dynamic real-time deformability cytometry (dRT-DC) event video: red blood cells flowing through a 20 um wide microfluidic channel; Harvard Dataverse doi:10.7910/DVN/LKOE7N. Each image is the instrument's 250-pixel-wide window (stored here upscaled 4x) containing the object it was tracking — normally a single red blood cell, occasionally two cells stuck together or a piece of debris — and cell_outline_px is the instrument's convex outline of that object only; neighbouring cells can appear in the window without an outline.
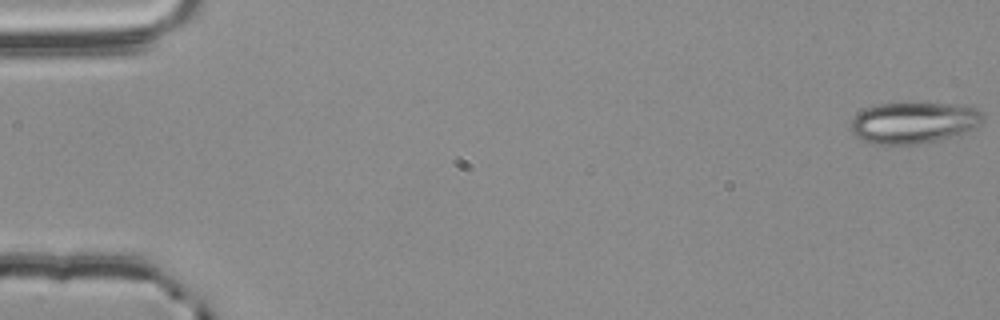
{"species": "common noctule bat (a hibernating species)", "species_latin": "Nyctalus noctula", "temperature_condition": "room temperature", "stored_images_in_passage": 56, "camera_frame_rate_fps": 3000, "um_per_image_px": 0.085, "animal": {"sex": "male", "body_mass_g": 20.4}, "frame": {"image": 1, "passage_image": 1, "time_ms": 0.0, "image_size_px": [1000, 320], "cell_outline_px": [[984, 120], [976, 128], [968, 132], [936, 140], [916, 144], [872, 144], [856, 136], [852, 132], [852, 116], [864, 108], [876, 104], [904, 100], [916, 100], [964, 104], [976, 108], [984, 116]], "centroid_in_image_um": [77.69, 10.35], "position_along_channel_um": 7.3, "area_um2": 33.23}}
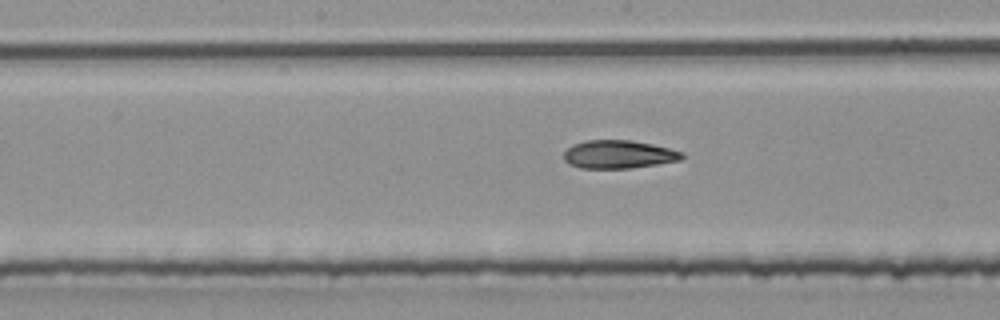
{"frame": {"image": 2, "passage_image": 29, "time_ms": 9.333, "image_size_px": [1000, 320], "cell_outline_px": [[684, 156], [680, 160], [632, 168], [580, 168], [568, 164], [564, 160], [564, 152], [572, 144], [584, 140], [632, 140], [652, 144], [684, 152]], "centroid_in_image_um": [52.56, 13.12], "position_along_channel_um": 195.6, "area_um2": 19.48}}
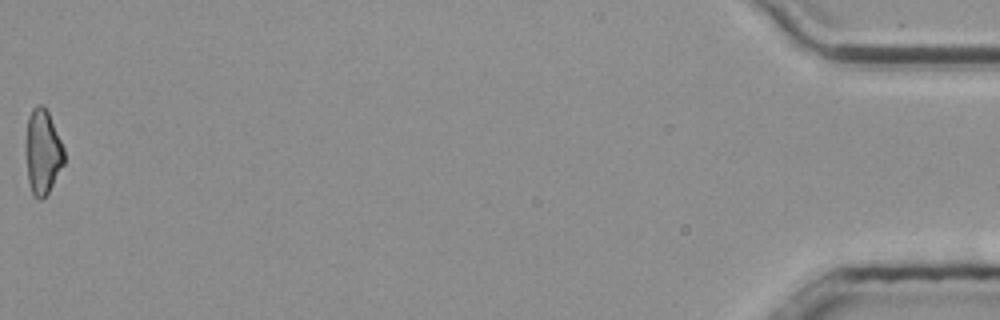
{"frame": {"image": 3, "passage_image": 56, "time_ms": 18.333, "image_size_px": [1000, 320], "cell_outline_px": [[64, 164], [48, 192], [40, 200], [36, 200], [32, 196], [28, 180], [28, 116], [32, 108], [36, 104], [40, 104], [48, 112], [64, 148]], "centroid_in_image_um": [3.66, 12.94], "position_along_channel_um": 431.5, "area_um2": 18.26}, "authors_computed_cell_mechanics": {"area_um2": 19.7965, "velocity_mm_per_s": 3.7922, "shape_relaxation_time_tau1_ms": null, "shape_relaxation_time_tau2_ms": 5.9891, "deformation_change_tau1": null, "deformation_change_tau2": 0.1561}}